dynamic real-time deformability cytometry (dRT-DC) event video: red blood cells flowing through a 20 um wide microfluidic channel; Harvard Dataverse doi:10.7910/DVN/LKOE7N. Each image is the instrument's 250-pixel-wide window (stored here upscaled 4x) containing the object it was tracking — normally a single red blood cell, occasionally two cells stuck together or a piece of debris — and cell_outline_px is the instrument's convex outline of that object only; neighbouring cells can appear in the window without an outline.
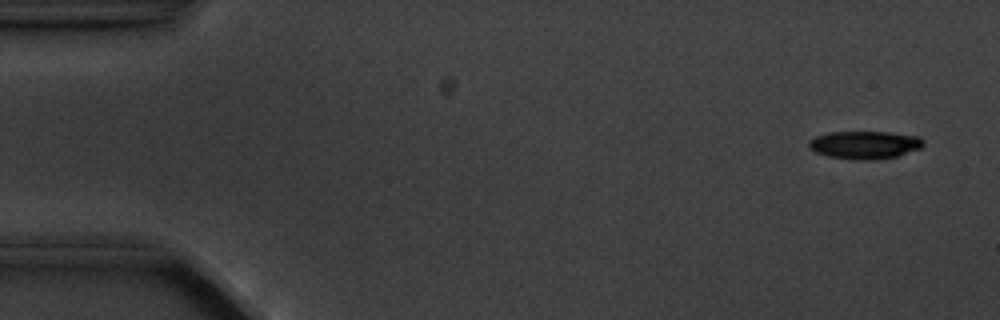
{"species": "common noctule bat (a hibernating species)", "species_latin": "Nyctalus noctula", "temperature_condition": "cold", "stored_images_in_passage": 6, "camera_frame_rate_fps": 3000, "um_per_image_px": 0.085, "animal": {"sex": "male", "body_mass_g": 20.1, "forearm_length_mm": 53.5}, "frame": {"image": 1, "passage_image": 1, "time_ms": 0.0, "image_size_px": [1000, 320], "cell_outline_px": [[924, 144], [920, 148], [896, 156], [872, 160], [856, 160], [828, 156], [816, 152], [808, 148], [808, 140], [816, 136], [828, 132], [888, 132], [920, 136], [924, 140]], "centroid_in_image_um": [73.48, 12.31], "position_along_channel_um": 11.5, "area_um2": 18.67}}